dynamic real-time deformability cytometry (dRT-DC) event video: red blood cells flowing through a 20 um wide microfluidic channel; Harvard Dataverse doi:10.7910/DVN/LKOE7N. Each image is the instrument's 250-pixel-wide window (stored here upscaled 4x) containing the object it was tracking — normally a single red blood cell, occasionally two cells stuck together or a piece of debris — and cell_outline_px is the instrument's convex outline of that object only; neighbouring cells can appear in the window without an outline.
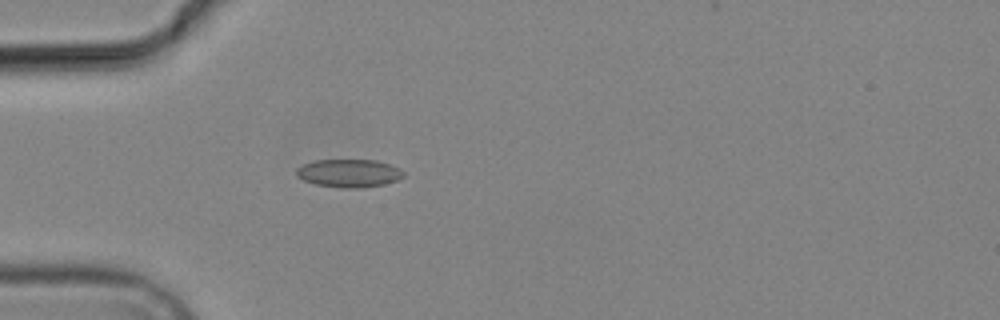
{"species": "common noctule bat (a hibernating species)", "species_latin": "Nyctalus noctula", "temperature_condition": "cold", "stored_images_in_passage": 2, "camera_frame_rate_fps": 3000, "um_per_image_px": 0.085, "animal": {"sex": "male", "body_mass_g": 19.2, "forearm_length_mm": 51.8}, "frame": {"image": 1, "passage_image": 2, "time_ms": 1.333, "image_size_px": [1000, 320], "cell_outline_px": [[404, 176], [396, 180], [384, 184], [360, 188], [340, 188], [316, 184], [304, 180], [296, 176], [296, 168], [312, 160], [376, 160], [400, 168], [404, 172]], "centroid_in_image_um": [29.64, 14.72], "position_along_channel_um": 55.4, "area_um2": 17.51}}